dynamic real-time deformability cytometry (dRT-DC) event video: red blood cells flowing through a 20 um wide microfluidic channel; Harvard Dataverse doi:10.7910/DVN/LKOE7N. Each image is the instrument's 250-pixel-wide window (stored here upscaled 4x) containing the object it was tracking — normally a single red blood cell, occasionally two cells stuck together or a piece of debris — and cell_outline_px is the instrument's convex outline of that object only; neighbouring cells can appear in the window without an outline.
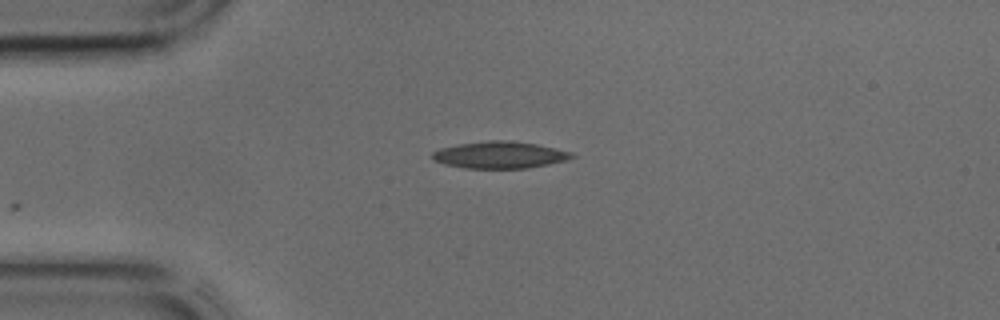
{"species": "common noctule bat (a hibernating species)", "species_latin": "Nyctalus noctula", "temperature_condition": "cold", "stored_images_in_passage": 25, "camera_frame_rate_fps": 3000, "um_per_image_px": 0.085, "animal": {"sex": "male", "body_mass_g": 17.9, "forearm_length_mm": 54.2}, "frame": {"image": 1, "passage_image": 1, "time_ms": 0.0, "image_size_px": [1000, 320], "cell_outline_px": [[576, 156], [568, 160], [528, 168], [464, 168], [444, 164], [432, 160], [432, 152], [440, 148], [460, 144], [488, 140], [512, 140], [536, 144], [556, 148], [572, 152]], "centroid_in_image_um": [42.49, 13.16], "position_along_channel_um": 42.5, "area_um2": 21.96}}